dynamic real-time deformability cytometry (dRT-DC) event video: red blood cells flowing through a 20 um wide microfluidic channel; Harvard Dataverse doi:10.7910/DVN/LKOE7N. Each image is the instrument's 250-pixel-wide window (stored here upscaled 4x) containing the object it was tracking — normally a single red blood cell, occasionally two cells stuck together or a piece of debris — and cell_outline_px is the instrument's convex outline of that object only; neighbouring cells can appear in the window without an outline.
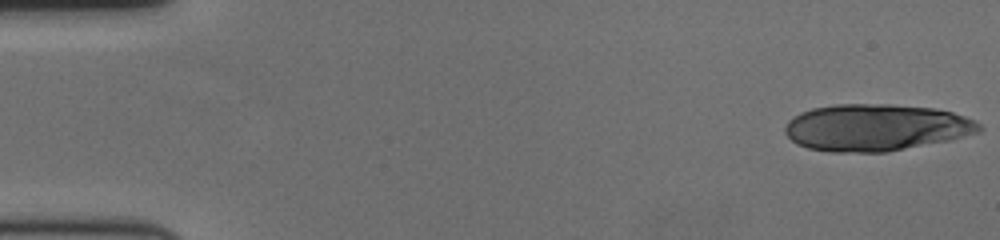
{"species": "human", "species_latin": "Homo sapiens", "temperature_condition": "cold", "stored_images_in_passage": 18, "camera_frame_rate_fps": 3000, "um_per_image_px": 0.085, "donor": {"sex": "female"}, "frame": {"image": 1, "passage_image": 1, "time_ms": 0.0, "image_size_px": [1000, 240], "cell_outline_px": [[984, 128], [980, 132], [952, 140], [888, 152], [832, 152], [808, 148], [796, 144], [784, 132], [784, 128], [788, 120], [792, 116], [800, 112], [812, 108], [836, 104], [892, 104], [936, 108], [952, 112], [976, 120]], "centroid_in_image_um": [74.48, 10.84], "position_along_channel_um": 10.5, "area_um2": 53.64}}
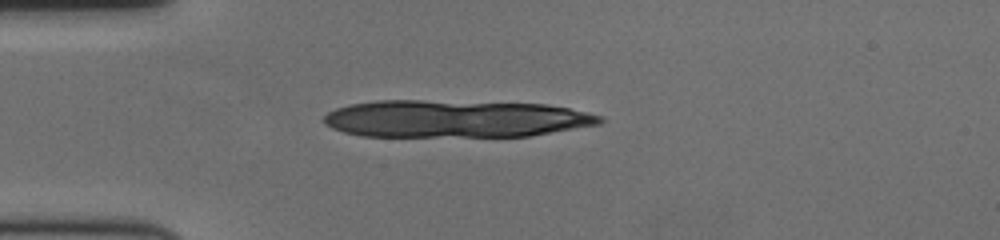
{"frame": {"image": 2, "passage_image": 15, "time_ms": 4.667, "image_size_px": [1000, 240], "cell_outline_px": [[604, 120], [600, 124], [528, 136], [360, 136], [344, 132], [332, 128], [324, 124], [324, 116], [328, 112], [336, 108], [348, 104], [376, 100], [424, 100], [548, 104], [568, 108], [600, 116]], "centroid_in_image_um": [38.64, 10.09], "position_along_channel_um": 46.4, "area_um2": 60.11}}